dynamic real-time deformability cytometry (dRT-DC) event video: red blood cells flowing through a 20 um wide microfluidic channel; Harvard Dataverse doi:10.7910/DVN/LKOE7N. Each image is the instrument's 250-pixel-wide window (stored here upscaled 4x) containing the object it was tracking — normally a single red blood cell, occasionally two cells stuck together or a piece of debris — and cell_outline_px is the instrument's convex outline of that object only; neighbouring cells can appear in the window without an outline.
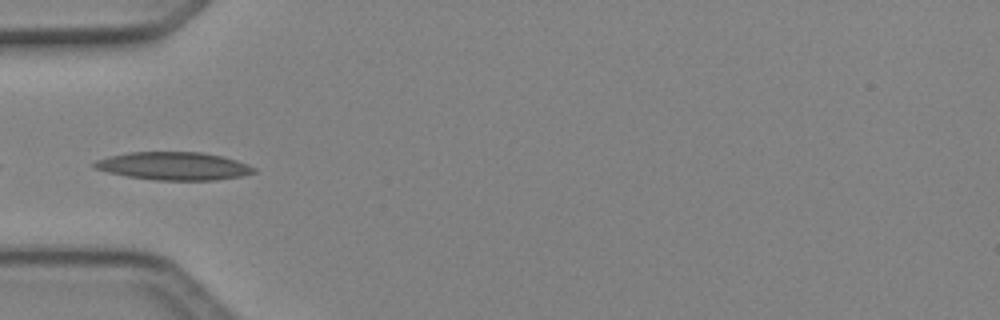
{"species": "Egyptian fruit bat (a non-hibernating species)", "species_latin": "Rousettus aegyptiacus", "temperature_condition": "cold", "stored_images_in_passage": 7, "camera_frame_rate_fps": 3000, "um_per_image_px": 0.085, "animal": {"sex": "female"}, "frame": {"image": 1, "passage_image": 6, "time_ms": 1.667, "image_size_px": [1000, 320], "cell_outline_px": [[256, 172], [240, 176], [216, 180], [156, 180], [128, 176], [108, 172], [92, 168], [92, 164], [96, 160], [108, 156], [128, 152], [200, 152], [220, 156], [236, 160], [248, 164], [256, 168]], "centroid_in_image_um": [14.74, 14.11], "position_along_channel_um": 70.3, "area_um2": 25.95}}
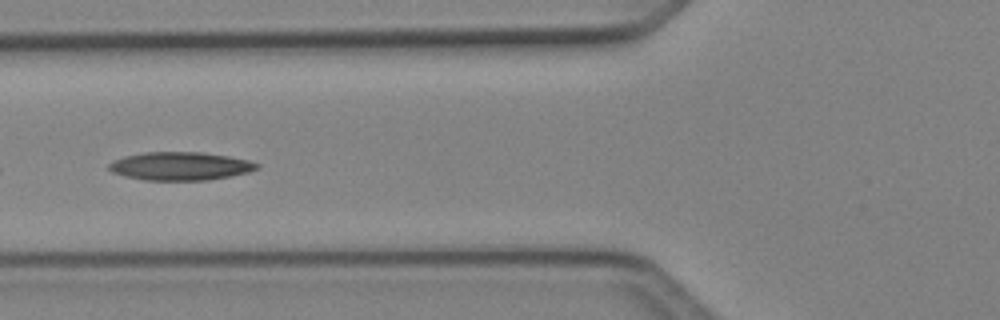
{"frame": {"image": 2, "passage_image": 7, "time_ms": 2.0, "image_size_px": [1000, 320], "cell_outline_px": [[260, 168], [248, 172], [232, 176], [208, 180], [144, 180], [124, 176], [112, 172], [108, 168], [108, 164], [124, 156], [144, 152], [204, 152], [228, 156], [248, 160], [260, 164]], "centroid_in_image_um": [15.35, 14.12], "position_along_channel_um": 110.5, "area_um2": 24.45}}